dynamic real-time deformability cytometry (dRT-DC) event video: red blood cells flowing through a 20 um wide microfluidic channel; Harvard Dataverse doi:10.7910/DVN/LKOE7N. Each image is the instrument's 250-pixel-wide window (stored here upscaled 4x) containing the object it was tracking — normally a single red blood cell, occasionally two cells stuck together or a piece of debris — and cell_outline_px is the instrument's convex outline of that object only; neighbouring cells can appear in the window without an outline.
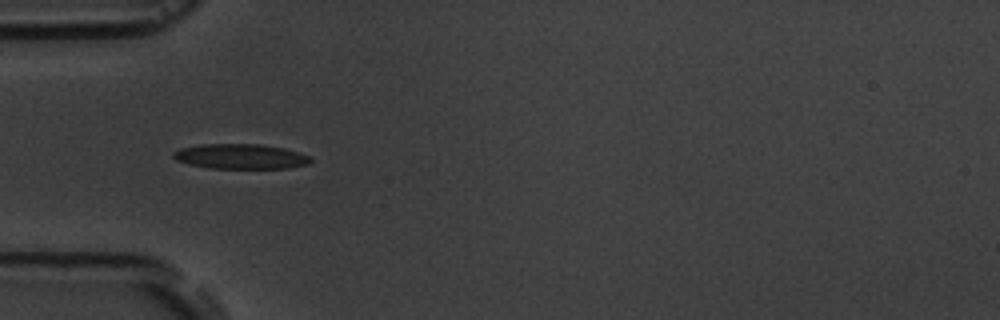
{"species": "common noctule bat (a hibernating species)", "species_latin": "Nyctalus noctula", "temperature_condition": "room temperature", "stored_images_in_passage": 5, "camera_frame_rate_fps": 3000, "um_per_image_px": 0.085, "animal": {"sex": "male", "body_mass_g": 19.5, "forearm_length_mm": 54.6}, "frame": {"image": 1, "passage_image": 1, "time_ms": 0.0, "image_size_px": [1000, 320], "cell_outline_px": [[312, 160], [308, 164], [288, 168], [208, 168], [188, 164], [176, 160], [172, 156], [172, 152], [180, 148], [204, 144], [260, 144], [284, 148], [300, 152], [312, 156]], "centroid_in_image_um": [20.46, 13.3], "position_along_channel_um": 64.5, "area_um2": 20.11}}
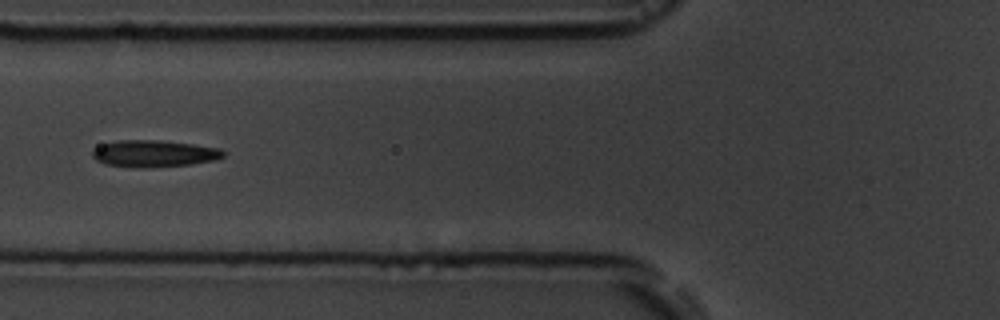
{"frame": {"image": 2, "passage_image": 2, "time_ms": 1.333, "image_size_px": [1000, 320], "cell_outline_px": [[224, 156], [216, 160], [192, 164], [152, 168], [140, 168], [104, 164], [96, 160], [92, 156], [92, 148], [116, 140], [160, 140], [192, 144], [220, 148], [224, 152]], "centroid_in_image_um": [13.08, 13.06], "position_along_channel_um": 112.7, "area_um2": 20.69}}
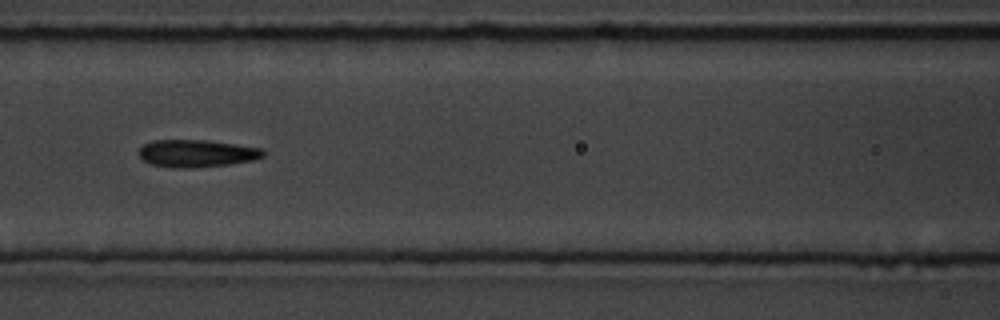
{"frame": {"image": 3, "passage_image": 3, "time_ms": 2.333, "image_size_px": [1000, 320], "cell_outline_px": [[264, 156], [252, 160], [228, 164], [192, 168], [172, 168], [152, 164], [144, 160], [140, 156], [140, 148], [144, 144], [152, 140], [204, 140], [236, 144], [264, 148]], "centroid_in_image_um": [16.73, 13.03], "position_along_channel_um": 149.9, "area_um2": 19.77}}